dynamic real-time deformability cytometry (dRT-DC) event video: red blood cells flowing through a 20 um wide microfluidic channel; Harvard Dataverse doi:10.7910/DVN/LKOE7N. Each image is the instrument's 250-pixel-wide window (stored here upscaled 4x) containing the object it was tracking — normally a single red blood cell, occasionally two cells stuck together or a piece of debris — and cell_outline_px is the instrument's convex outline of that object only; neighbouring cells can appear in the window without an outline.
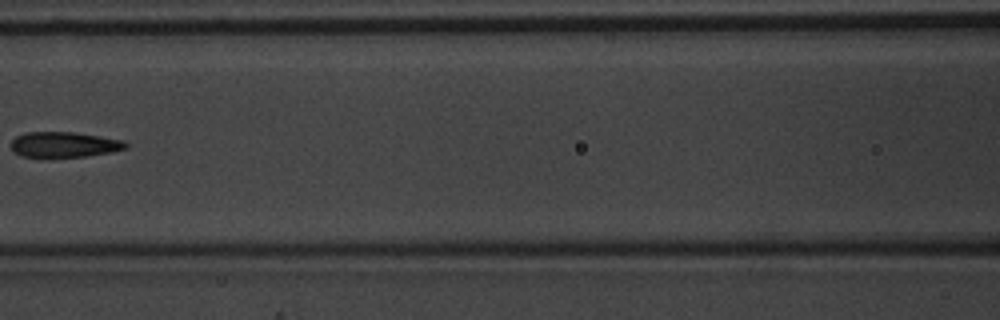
{"species": "common noctule bat (a hibernating species)", "species_latin": "Nyctalus noctula", "temperature_condition": "warm", "stored_images_in_passage": 6, "camera_frame_rate_fps": 3000, "um_per_image_px": 0.085, "animal": {"sex": "male", "body_mass_g": 20.1, "forearm_length_mm": 53.5}, "frame": {"image": 1, "passage_image": 6, "time_ms": 1.667, "image_size_px": [1000, 320], "cell_outline_px": [[128, 148], [108, 152], [84, 156], [20, 156], [12, 148], [12, 140], [16, 136], [28, 132], [72, 132], [124, 140], [128, 144]], "centroid_in_image_um": [5.47, 12.27], "position_along_channel_um": 161.1, "area_um2": 16.53}}